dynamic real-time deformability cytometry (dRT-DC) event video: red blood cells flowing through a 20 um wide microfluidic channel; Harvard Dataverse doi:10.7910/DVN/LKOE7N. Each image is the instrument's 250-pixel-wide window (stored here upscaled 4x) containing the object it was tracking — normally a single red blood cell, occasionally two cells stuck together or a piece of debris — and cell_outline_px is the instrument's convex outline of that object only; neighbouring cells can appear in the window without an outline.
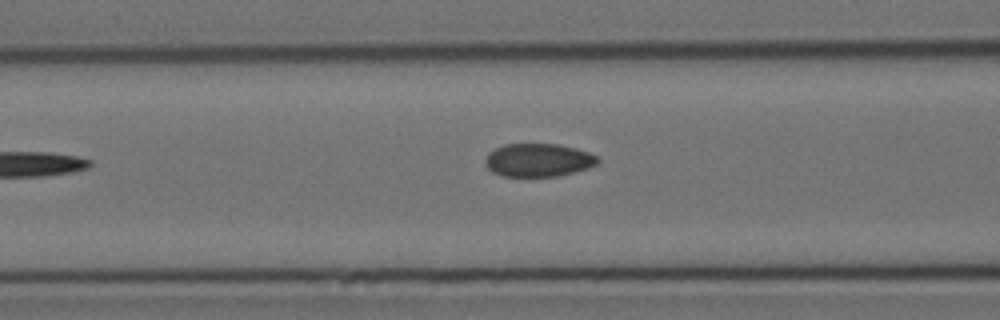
{"species": "Egyptian fruit bat (a non-hibernating species)", "species_latin": "Rousettus aegyptiacus", "temperature_condition": "cold", "stored_images_in_passage": 7, "camera_frame_rate_fps": 3000, "um_per_image_px": 0.085, "animal": {"sex": "female"}, "frame": {"image": 1, "passage_image": 6, "time_ms": 7.0, "image_size_px": [1000, 320], "cell_outline_px": [[600, 160], [596, 164], [588, 168], [556, 176], [500, 176], [492, 172], [484, 164], [484, 160], [488, 152], [504, 144], [556, 144], [576, 148], [588, 152], [596, 156]], "centroid_in_image_um": [45.71, 13.6], "position_along_channel_um": 120.9, "area_um2": 21.73}}
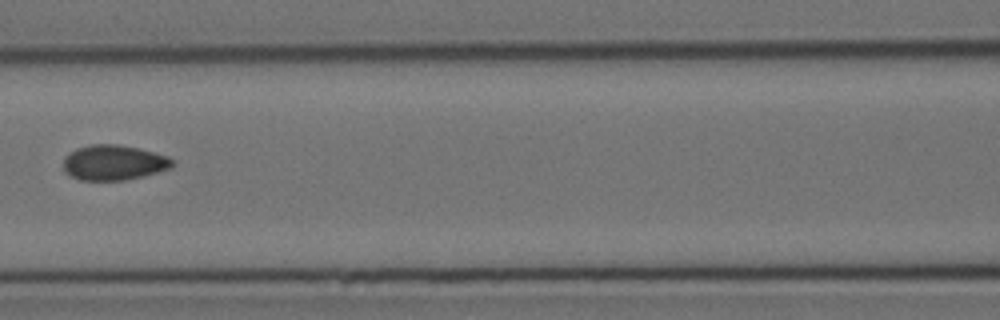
{"frame": {"image": 2, "passage_image": 7, "time_ms": 8.0, "image_size_px": [1000, 320], "cell_outline_px": [[176, 164], [168, 168], [144, 176], [124, 180], [80, 180], [64, 172], [64, 156], [76, 148], [92, 144], [116, 144], [136, 148], [168, 156]], "centroid_in_image_um": [9.64, 13.82], "position_along_channel_um": 157.0, "area_um2": 22.2}}